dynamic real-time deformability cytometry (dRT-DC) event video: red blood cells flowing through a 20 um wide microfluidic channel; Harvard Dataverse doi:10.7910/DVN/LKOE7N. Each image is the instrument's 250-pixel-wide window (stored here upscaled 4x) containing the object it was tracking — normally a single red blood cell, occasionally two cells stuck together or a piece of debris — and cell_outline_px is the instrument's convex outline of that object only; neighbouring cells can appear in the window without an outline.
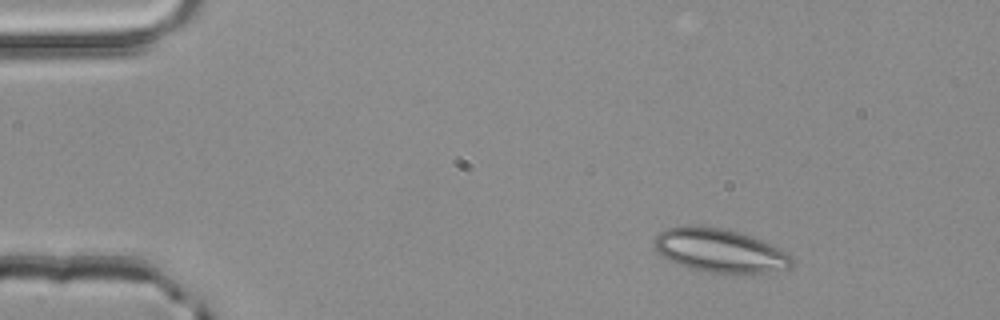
{"species": "common noctule bat (a hibernating species)", "species_latin": "Nyctalus noctula", "temperature_condition": "room temperature", "stored_images_in_passage": 49, "camera_frame_rate_fps": 3000, "um_per_image_px": 0.085, "animal": {"sex": "male", "body_mass_g": 20.4}, "frame": {"image": 1, "passage_image": 6, "time_ms": 1.667, "image_size_px": [1000, 320], "cell_outline_px": [[792, 264], [788, 268], [768, 272], [740, 276], [712, 272], [692, 268], [680, 264], [664, 256], [656, 248], [652, 240], [660, 232], [668, 228], [680, 224], [688, 224], [728, 228], [752, 236], [784, 252], [792, 260]], "centroid_in_image_um": [61.17, 21.29], "position_along_channel_um": 23.8, "area_um2": 35.08}}
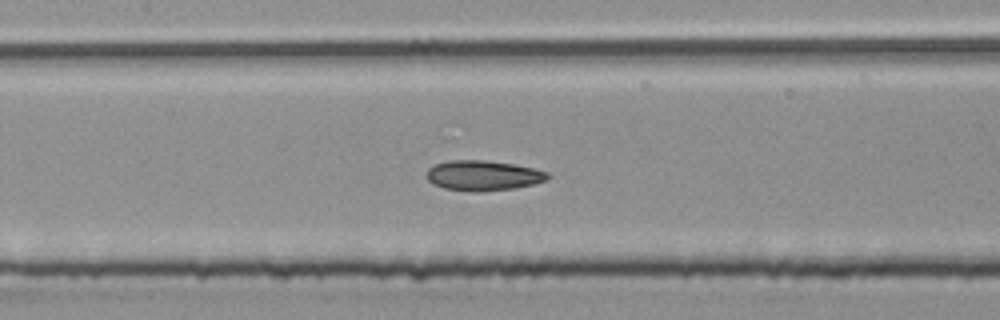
{"frame": {"image": 2, "passage_image": 23, "time_ms": 7.333, "image_size_px": [1000, 320], "cell_outline_px": [[552, 176], [548, 180], [516, 188], [480, 192], [472, 192], [444, 188], [432, 184], [424, 176], [428, 168], [436, 164], [448, 160], [484, 160], [516, 164], [536, 168], [548, 172]], "centroid_in_image_um": [41.08, 14.92], "position_along_channel_um": 166.3, "area_um2": 21.73}}
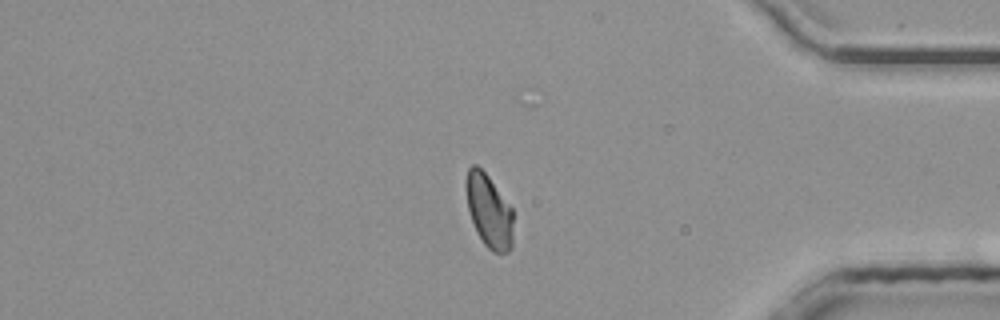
{"frame": {"image": 3, "passage_image": 42, "time_ms": 13.667, "image_size_px": [1000, 320], "cell_outline_px": [[512, 248], [508, 252], [492, 252], [484, 244], [476, 232], [468, 208], [464, 184], [468, 168], [472, 164], [476, 164], [488, 176], [512, 208]], "centroid_in_image_um": [41.54, 17.92], "position_along_channel_um": 393.7, "area_um2": 20.17}}